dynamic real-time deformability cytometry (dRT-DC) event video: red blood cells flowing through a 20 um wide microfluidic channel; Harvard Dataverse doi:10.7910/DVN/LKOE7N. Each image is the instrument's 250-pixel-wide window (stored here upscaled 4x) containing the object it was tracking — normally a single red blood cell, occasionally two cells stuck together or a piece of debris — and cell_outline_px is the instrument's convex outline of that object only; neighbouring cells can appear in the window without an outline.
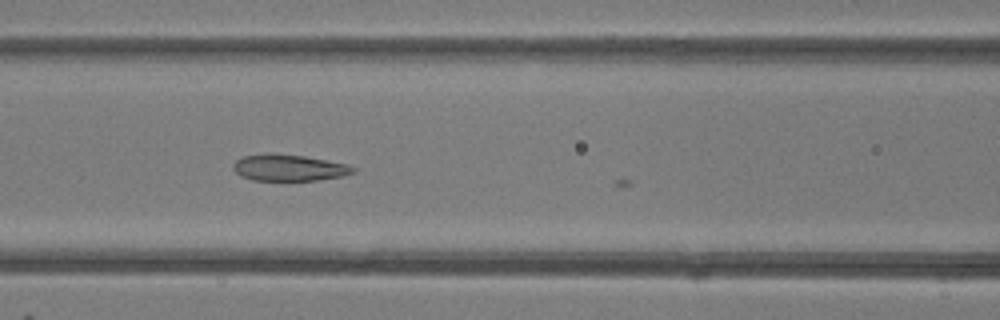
{"species": "common noctule bat (a hibernating species)", "species_latin": "Nyctalus noctula", "temperature_condition": "room temperature", "stored_images_in_passage": 7, "camera_frame_rate_fps": 3000, "um_per_image_px": 0.085, "animal": {"sex": "female"}, "frame": {"image": 1, "passage_image": 4, "time_ms": 1.0, "image_size_px": [1000, 320], "cell_outline_px": [[356, 172], [344, 176], [316, 180], [252, 180], [240, 176], [232, 168], [232, 164], [236, 160], [244, 156], [304, 156], [348, 164], [356, 168]], "centroid_in_image_um": [24.62, 14.3], "position_along_channel_um": 142.0, "area_um2": 17.8}}